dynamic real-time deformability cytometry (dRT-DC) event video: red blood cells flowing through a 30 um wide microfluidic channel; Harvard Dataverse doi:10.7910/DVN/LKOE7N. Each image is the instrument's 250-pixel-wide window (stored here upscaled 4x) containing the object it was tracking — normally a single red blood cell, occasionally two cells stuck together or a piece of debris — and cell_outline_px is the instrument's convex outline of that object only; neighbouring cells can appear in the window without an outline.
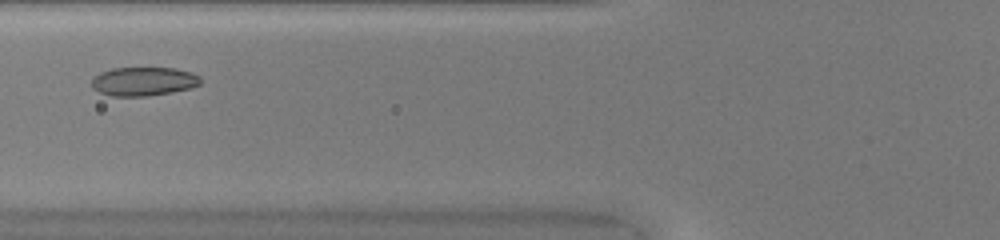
{"species": "common noctule bat (a hibernating species)", "species_latin": "Nyctalus noctula", "temperature_condition": "warm", "stored_images_in_passage": 30, "camera_frame_rate_fps": 3000, "um_per_image_px": 0.085, "animal": {"sex": "female", "body_mass_g": 20.0, "forearm_length_mm": 54.0}, "frame": {"image": 1, "passage_image": 7, "time_ms": 2.0, "image_size_px": [1000, 240], "cell_outline_px": [[200, 84], [192, 88], [172, 92], [148, 96], [112, 96], [100, 92], [92, 88], [92, 76], [100, 72], [112, 68], [176, 68], [192, 72], [200, 76]], "centroid_in_image_um": [12.2, 6.91], "position_along_channel_um": 113.6, "area_um2": 18.44}}
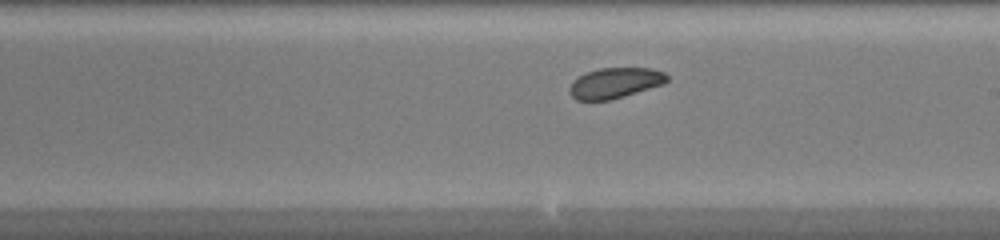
{"frame": {"image": 2, "passage_image": 16, "time_ms": 5.0, "image_size_px": [1000, 240], "cell_outline_px": [[668, 80], [664, 84], [624, 96], [608, 100], [576, 100], [568, 92], [568, 88], [572, 80], [584, 72], [600, 68], [652, 68], [664, 72], [668, 76]], "centroid_in_image_um": [52.24, 7.04], "position_along_channel_um": 236.8, "area_um2": 17.51}}
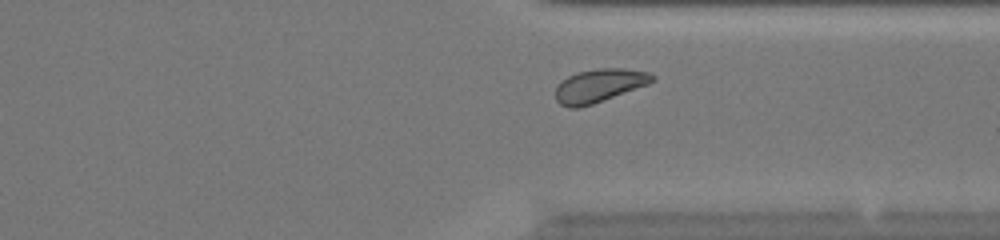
{"frame": {"image": 3, "passage_image": 25, "time_ms": 8.0, "image_size_px": [1000, 240], "cell_outline_px": [[656, 80], [648, 84], [592, 104], [580, 108], [568, 108], [560, 104], [556, 100], [556, 88], [560, 80], [576, 72], [596, 68], [624, 68], [648, 72], [656, 76]], "centroid_in_image_um": [50.91, 7.26], "position_along_channel_um": 360.5, "area_um2": 18.9}, "authors_computed_cell_mechanics": {"area_um2": 17.9758, "velocity_mm_per_s": 4.1158, "shape_relaxation_time_tau1_ms": 4.8324, "shape_relaxation_time_tau2_ms": 3.7579, "deformation_change_tau1": 0.0867, "deformation_change_tau2": 0.0768}}